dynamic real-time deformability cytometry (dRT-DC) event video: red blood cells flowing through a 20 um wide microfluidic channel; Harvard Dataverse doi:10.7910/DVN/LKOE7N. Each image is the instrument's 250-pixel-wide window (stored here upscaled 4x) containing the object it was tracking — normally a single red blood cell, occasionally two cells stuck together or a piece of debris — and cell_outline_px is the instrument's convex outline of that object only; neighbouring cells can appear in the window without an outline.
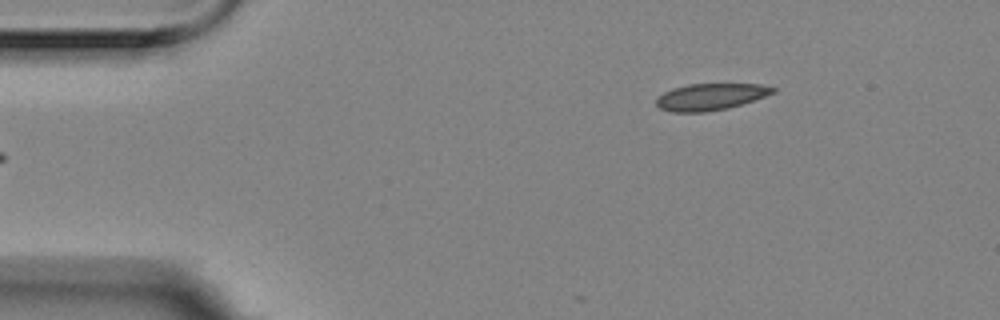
{"species": "Egyptian fruit bat (a non-hibernating species)", "species_latin": "Rousettus aegyptiacus", "temperature_condition": "room temperature", "stored_images_in_passage": 5, "segment_of_instrument_passage": [2, 2], "camera_frame_rate_fps": 3000, "um_per_image_px": 0.085, "animal": {"sex": "female"}, "frame": {"image": 1, "passage_image": 5, "time_ms": 1.333, "image_size_px": [1000, 320], "cell_outline_px": [[776, 92], [728, 108], [704, 112], [672, 112], [660, 108], [656, 104], [656, 100], [664, 92], [672, 88], [688, 84], [760, 84], [776, 88]], "centroid_in_image_um": [60.38, 8.22], "position_along_channel_um": 24.6, "area_um2": 17.92}}